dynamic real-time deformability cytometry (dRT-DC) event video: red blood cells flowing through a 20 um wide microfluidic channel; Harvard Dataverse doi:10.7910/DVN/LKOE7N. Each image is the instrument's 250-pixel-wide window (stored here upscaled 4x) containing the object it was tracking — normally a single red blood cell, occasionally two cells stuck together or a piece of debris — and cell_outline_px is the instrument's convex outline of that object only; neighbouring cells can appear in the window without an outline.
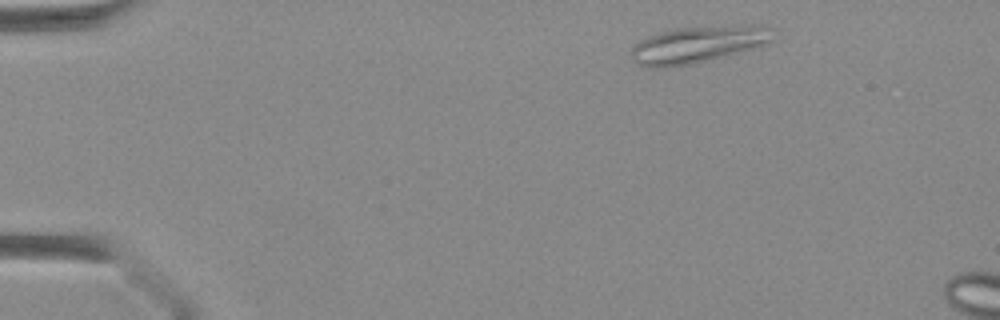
{"species": "Egyptian fruit bat (a non-hibernating species)", "species_latin": "Rousettus aegyptiacus", "temperature_condition": "warm", "stored_images_in_passage": 6, "camera_frame_rate_fps": 3000, "um_per_image_px": 0.085, "animal": {"sex": "female"}, "frame": {"image": 1, "passage_image": 2, "time_ms": 0.333, "image_size_px": [1000, 320], "cell_outline_px": [[772, 40], [768, 44], [688, 64], [656, 68], [652, 68], [640, 64], [632, 56], [632, 48], [640, 40], [648, 36], [660, 32], [680, 28], [744, 24], [752, 24], [772, 28]], "centroid_in_image_um": [59.36, 3.74], "position_along_channel_um": 25.6, "area_um2": 29.65}}